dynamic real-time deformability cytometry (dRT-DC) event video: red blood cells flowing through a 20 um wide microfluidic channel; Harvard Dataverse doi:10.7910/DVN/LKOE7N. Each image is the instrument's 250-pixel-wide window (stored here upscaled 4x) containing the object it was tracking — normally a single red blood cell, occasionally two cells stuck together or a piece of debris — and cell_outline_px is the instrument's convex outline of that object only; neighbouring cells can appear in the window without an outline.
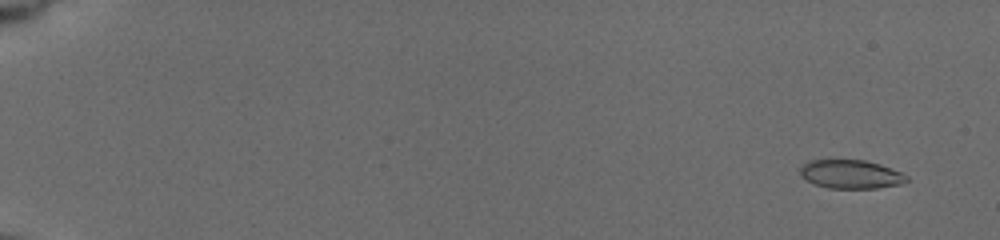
{"species": "common noctule bat (a hibernating species)", "species_latin": "Nyctalus noctula", "temperature_condition": "cold", "stored_images_in_passage": 54, "camera_frame_rate_fps": 3000, "um_per_image_px": 0.085, "animal": {"sex": "female", "body_mass_g": 19.5, "forearm_length_mm": 54.1}, "frame": {"image": 1, "passage_image": 1, "time_ms": 0.0, "image_size_px": [1000, 240], "cell_outline_px": [[908, 180], [900, 184], [876, 188], [828, 188], [816, 184], [800, 176], [800, 168], [804, 164], [812, 160], [864, 160], [880, 164], [900, 172], [908, 176]], "centroid_in_image_um": [72.32, 14.81], "position_along_channel_um": 12.7, "area_um2": 17.57}}
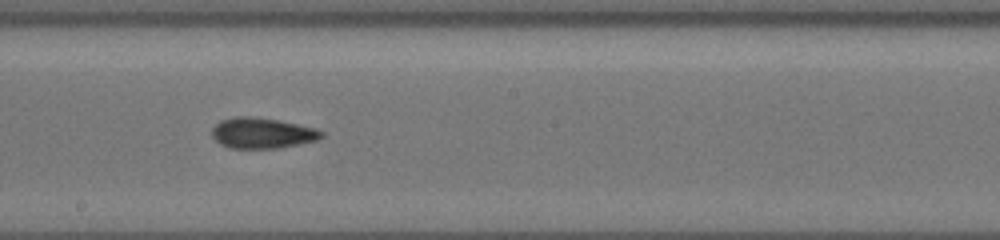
{"frame": {"image": 2, "passage_image": 32, "time_ms": 10.333, "image_size_px": [1000, 240], "cell_outline_px": [[324, 136], [316, 140], [280, 148], [232, 148], [220, 144], [212, 136], [212, 128], [220, 120], [236, 116], [252, 116], [276, 120], [316, 128], [324, 132]], "centroid_in_image_um": [22.27, 11.31], "position_along_channel_um": 225.9, "area_um2": 19.48}}
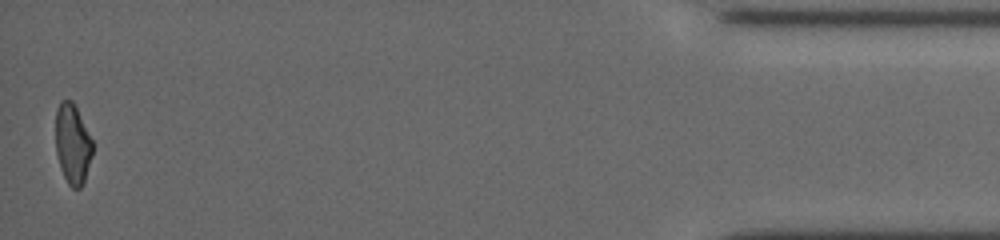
{"frame": {"image": 3, "passage_image": 54, "time_ms": 17.667, "image_size_px": [1000, 240], "cell_outline_px": [[92, 156], [84, 184], [80, 188], [72, 188], [68, 184], [60, 168], [56, 152], [56, 108], [60, 100], [72, 100], [92, 140]], "centroid_in_image_um": [6.16, 12.26], "position_along_channel_um": 429.0, "area_um2": 17.22}, "authors_computed_cell_mechanics": {"area_um2": 18.5538, "velocity_mm_per_s": 3.7726, "shape_relaxation_time_tau1_ms": null, "shape_relaxation_time_tau2_ms": 3.5005, "deformation_change_tau1": null, "deformation_change_tau2": 0.1055}}